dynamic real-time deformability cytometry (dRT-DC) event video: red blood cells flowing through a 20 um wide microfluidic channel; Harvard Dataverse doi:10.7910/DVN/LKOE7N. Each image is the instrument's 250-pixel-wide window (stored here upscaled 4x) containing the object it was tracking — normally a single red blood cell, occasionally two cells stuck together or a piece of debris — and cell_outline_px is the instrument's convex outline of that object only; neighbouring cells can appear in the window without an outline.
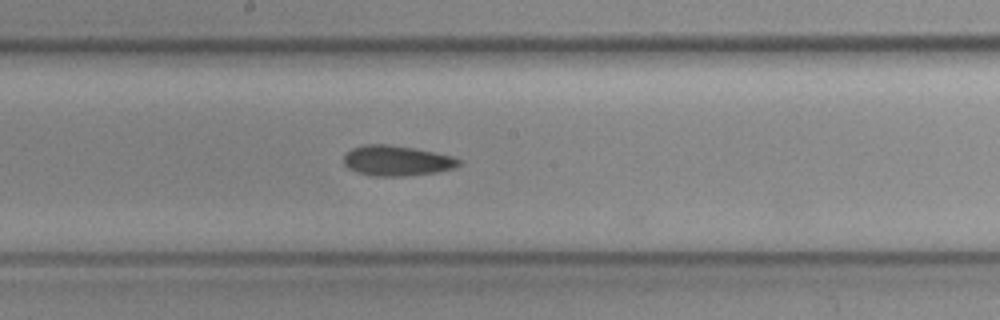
{"species": "common noctule bat (a hibernating species)", "species_latin": "Nyctalus noctula", "temperature_condition": "cold", "stored_images_in_passage": 37, "camera_frame_rate_fps": 3000, "um_per_image_px": 0.085, "animal": {"sex": "female", "body_mass_g": 19.3, "forearm_length_mm": 54.1}, "frame": {"image": 1, "passage_image": 24, "time_ms": 7.667, "image_size_px": [1000, 320], "cell_outline_px": [[460, 164], [452, 168], [436, 172], [404, 176], [368, 176], [356, 172], [348, 168], [344, 164], [344, 156], [352, 148], [364, 144], [388, 144], [412, 148], [452, 156], [460, 160]], "centroid_in_image_um": [33.67, 13.66], "position_along_channel_um": 214.5, "area_um2": 20.17}}
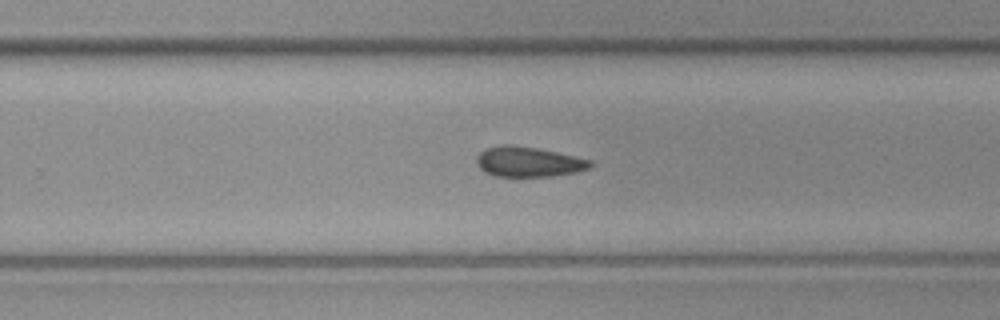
{"frame": {"image": 2, "passage_image": 29, "time_ms": 9.333, "image_size_px": [1000, 320], "cell_outline_px": [[592, 164], [588, 168], [576, 172], [552, 176], [496, 176], [484, 172], [476, 164], [476, 156], [480, 152], [488, 148], [500, 144], [512, 144], [536, 148], [556, 152], [592, 160]], "centroid_in_image_um": [44.88, 13.75], "position_along_channel_um": 284.9, "area_um2": 19.88}}
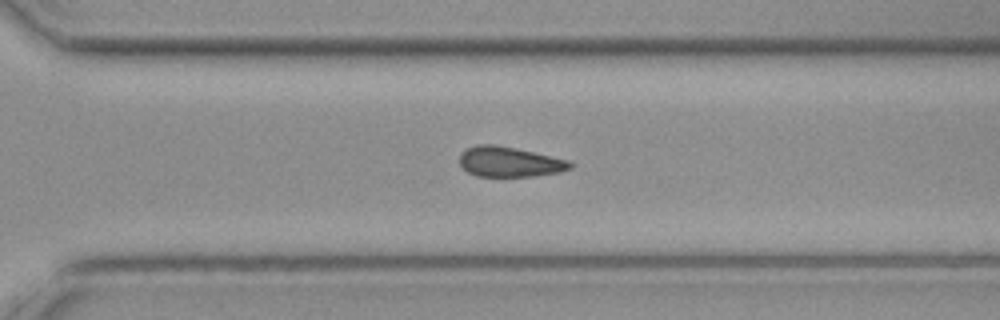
{"frame": {"image": 3, "passage_image": 32, "time_ms": 10.333, "image_size_px": [1000, 320], "cell_outline_px": [[572, 168], [560, 172], [536, 176], [476, 176], [468, 172], [460, 164], [460, 156], [468, 148], [476, 144], [492, 144], [516, 148], [568, 160], [572, 164]], "centroid_in_image_um": [43.32, 13.76], "position_along_channel_um": 327.3, "area_um2": 19.25}}